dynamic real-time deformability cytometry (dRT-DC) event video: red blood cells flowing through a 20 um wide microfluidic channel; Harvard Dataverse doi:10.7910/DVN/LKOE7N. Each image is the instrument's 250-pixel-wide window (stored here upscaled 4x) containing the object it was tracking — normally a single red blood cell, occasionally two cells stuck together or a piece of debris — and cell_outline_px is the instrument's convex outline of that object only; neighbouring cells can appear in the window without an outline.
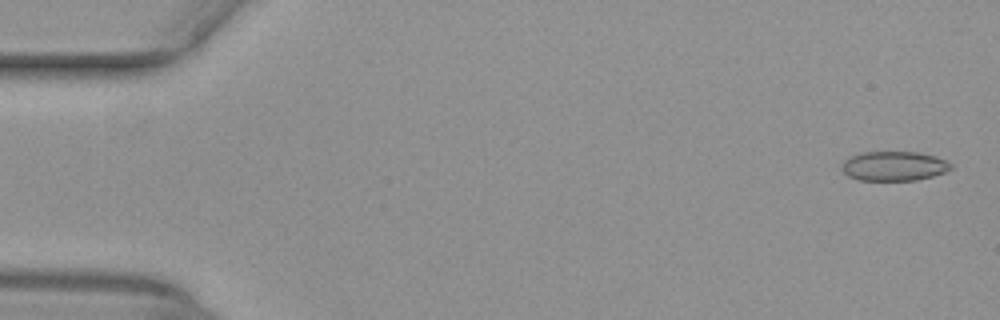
{"species": "common noctule bat (a hibernating species)", "species_latin": "Nyctalus noctula", "temperature_condition": "warm", "stored_images_in_passage": 10, "camera_frame_rate_fps": 3000, "um_per_image_px": 0.085, "animal": {"sex": "female", "body_mass_g": 29.2, "forearm_length_mm": 56.3}, "frame": {"image": 1, "passage_image": 2, "time_ms": 0.333, "image_size_px": [1000, 320], "cell_outline_px": [[952, 168], [944, 172], [932, 176], [916, 180], [860, 180], [848, 176], [840, 168], [844, 160], [860, 152], [920, 152], [936, 156], [948, 160], [952, 164]], "centroid_in_image_um": [76.0, 14.1], "position_along_channel_um": 9.0, "area_um2": 18.84}}